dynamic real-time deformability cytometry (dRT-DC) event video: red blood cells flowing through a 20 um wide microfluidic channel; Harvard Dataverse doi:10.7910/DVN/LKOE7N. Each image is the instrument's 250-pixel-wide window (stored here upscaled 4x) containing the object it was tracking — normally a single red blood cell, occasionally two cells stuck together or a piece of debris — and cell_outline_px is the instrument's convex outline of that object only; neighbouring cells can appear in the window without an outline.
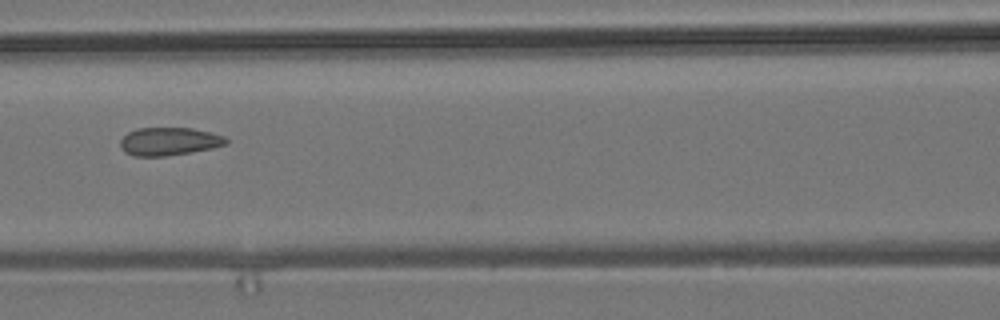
{"species": "common noctule bat (a hibernating species)", "species_latin": "Nyctalus noctula", "temperature_condition": "room temperature", "stored_images_in_passage": 5, "camera_frame_rate_fps": 3000, "um_per_image_px": 0.085, "animal": {"sex": "male", "body_mass_g": 19.2, "forearm_length_mm": 51.8}, "frame": {"image": 1, "passage_image": 4, "time_ms": 3.667, "image_size_px": [1000, 320], "cell_outline_px": [[228, 144], [212, 148], [192, 152], [164, 156], [132, 156], [124, 152], [120, 148], [120, 140], [128, 132], [136, 128], [192, 128], [224, 136], [228, 140]], "centroid_in_image_um": [14.34, 12.02], "position_along_channel_um": 152.3, "area_um2": 17.34}}
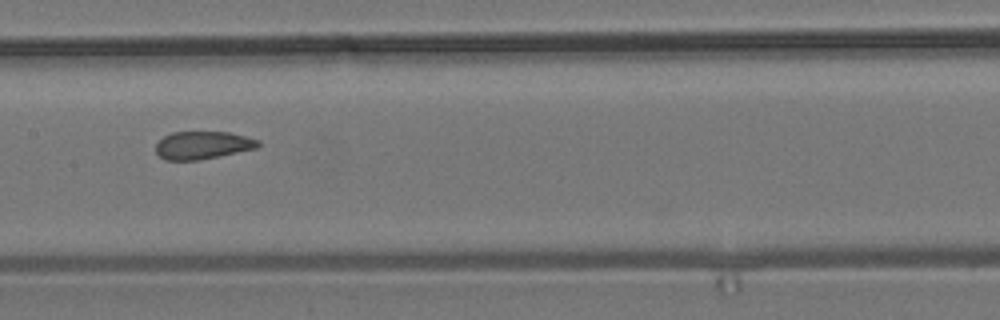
{"frame": {"image": 2, "passage_image": 5, "time_ms": 4.667, "image_size_px": [1000, 320], "cell_outline_px": [[260, 144], [256, 148], [220, 156], [196, 160], [164, 160], [156, 152], [156, 144], [164, 136], [172, 132], [228, 132], [260, 140]], "centroid_in_image_um": [17.22, 12.34], "position_along_channel_um": 190.2, "area_um2": 16.47}}